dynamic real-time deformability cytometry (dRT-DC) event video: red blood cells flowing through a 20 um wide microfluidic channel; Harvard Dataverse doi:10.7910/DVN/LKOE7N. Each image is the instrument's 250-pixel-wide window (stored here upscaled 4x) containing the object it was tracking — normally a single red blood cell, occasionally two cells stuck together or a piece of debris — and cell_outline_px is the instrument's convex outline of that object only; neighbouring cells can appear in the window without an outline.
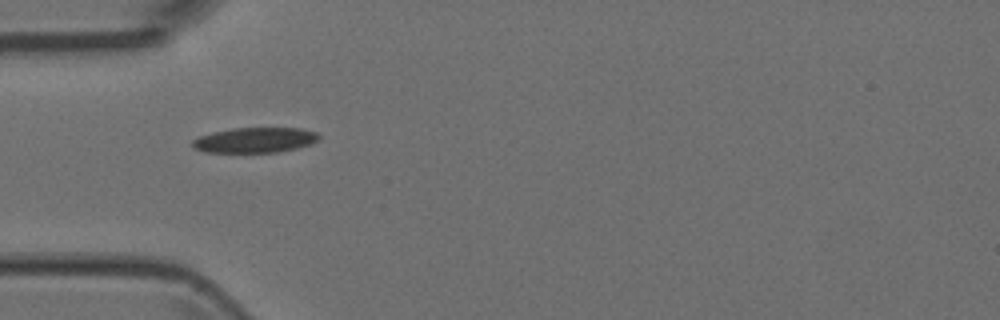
{"species": "Egyptian fruit bat (a non-hibernating species)", "species_latin": "Rousettus aegyptiacus", "temperature_condition": "room temperature", "stored_images_in_passage": 10, "camera_frame_rate_fps": 3000, "um_per_image_px": 0.085, "animal": {"sex": "female"}, "frame": {"image": 1, "passage_image": 4, "time_ms": 1.0, "image_size_px": [1000, 320], "cell_outline_px": [[320, 140], [312, 144], [296, 148], [276, 152], [204, 152], [192, 148], [192, 140], [200, 136], [212, 132], [232, 128], [300, 128], [316, 132], [320, 136]], "centroid_in_image_um": [21.67, 11.9], "position_along_channel_um": 63.3, "area_um2": 18.67}}
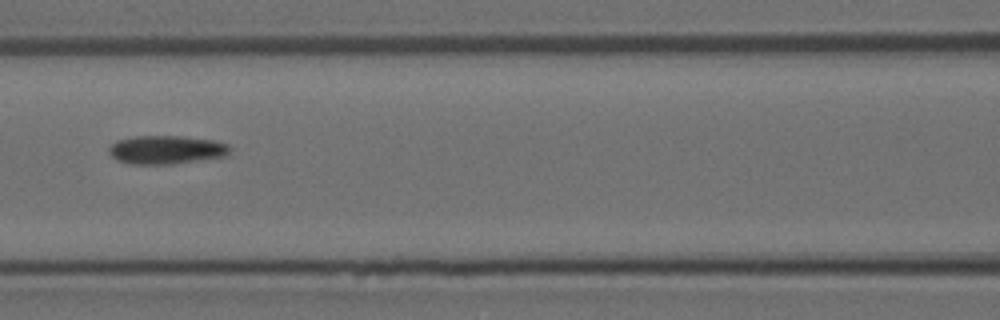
{"frame": {"image": 2, "passage_image": 6, "time_ms": 1.667, "image_size_px": [1000, 320], "cell_outline_px": [[228, 152], [224, 156], [172, 164], [132, 164], [120, 160], [112, 156], [108, 152], [108, 148], [116, 140], [136, 136], [180, 136], [216, 140], [228, 144]], "centroid_in_image_um": [14.11, 12.72], "position_along_channel_um": 152.5, "area_um2": 19.88}}
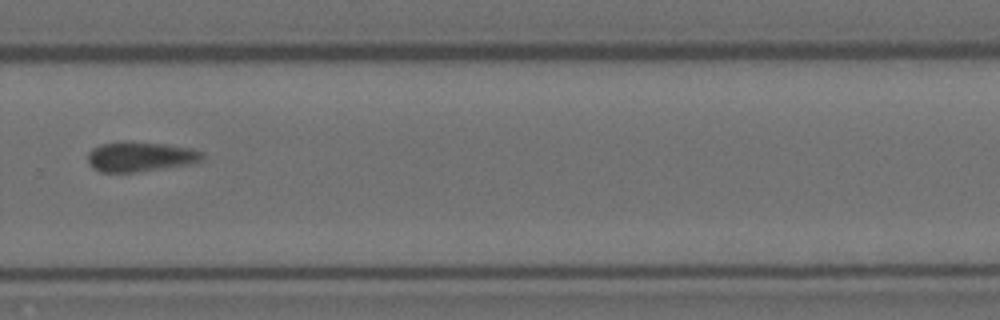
{"frame": {"image": 3, "passage_image": 10, "time_ms": 3.0, "image_size_px": [1000, 320], "cell_outline_px": [[204, 160], [188, 164], [136, 172], [100, 172], [92, 168], [88, 164], [88, 152], [92, 148], [100, 144], [124, 140], [132, 140], [164, 144], [192, 148], [204, 152]], "centroid_in_image_um": [11.9, 13.29], "position_along_channel_um": 317.9, "area_um2": 20.35}}